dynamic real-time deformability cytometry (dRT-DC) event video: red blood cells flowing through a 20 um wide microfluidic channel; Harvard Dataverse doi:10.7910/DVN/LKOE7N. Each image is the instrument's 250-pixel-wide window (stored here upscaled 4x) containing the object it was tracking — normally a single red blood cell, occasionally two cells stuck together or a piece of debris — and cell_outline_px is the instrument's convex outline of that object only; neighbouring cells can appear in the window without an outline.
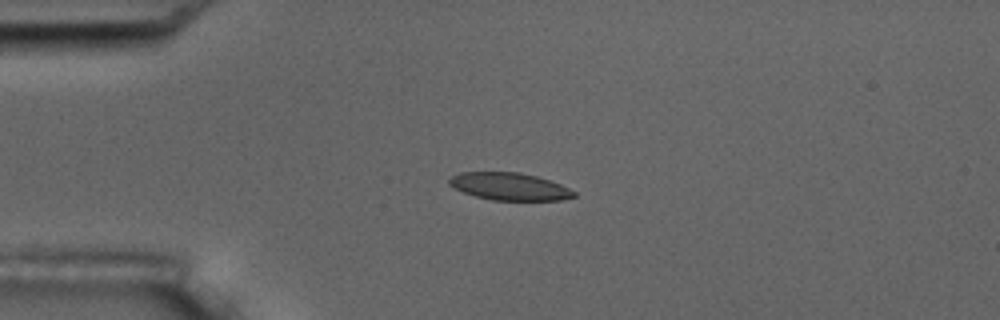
{"species": "common noctule bat (a hibernating species)", "species_latin": "Nyctalus noctula", "temperature_condition": "room temperature", "stored_images_in_passage": 4, "camera_frame_rate_fps": 3000, "um_per_image_px": 0.085, "animal": {"sex": "male", "body_mass_g": 17.5, "forearm_length_mm": 52.3}, "frame": {"image": 1, "passage_image": 3, "time_ms": 3.333, "image_size_px": [1000, 320], "cell_outline_px": [[576, 196], [560, 200], [492, 200], [476, 196], [464, 192], [448, 184], [448, 180], [452, 176], [460, 172], [520, 172], [536, 176], [560, 184], [576, 192]], "centroid_in_image_um": [43.31, 15.85], "position_along_channel_um": 41.7, "area_um2": 19.77}}